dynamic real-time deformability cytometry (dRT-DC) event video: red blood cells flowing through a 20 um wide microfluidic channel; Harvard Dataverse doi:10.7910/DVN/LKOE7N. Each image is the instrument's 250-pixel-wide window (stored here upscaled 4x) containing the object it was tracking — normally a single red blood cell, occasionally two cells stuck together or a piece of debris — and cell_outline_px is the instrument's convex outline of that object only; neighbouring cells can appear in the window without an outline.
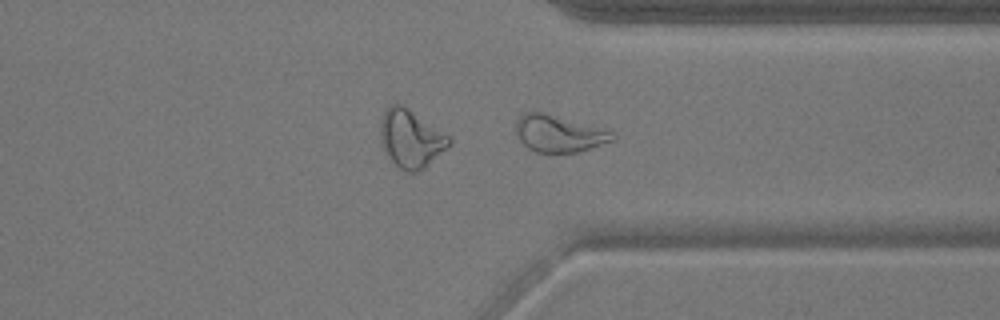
{"species": "common noctule bat (a hibernating species)", "species_latin": "Nyctalus noctula", "temperature_condition": "warm", "stored_images_in_passage": 41, "camera_frame_rate_fps": 3000, "um_per_image_px": 0.085, "animal": {"sex": "male", "body_mass_g": 17.9}, "frame": {"image": 1, "passage_image": 30, "time_ms": 9.667, "image_size_px": [1000, 320], "cell_outline_px": [[616, 136], [612, 140], [576, 152], [536, 152], [528, 148], [520, 140], [516, 132], [516, 120], [524, 112], [544, 112], [612, 132]], "centroid_in_image_um": [47.43, 11.35], "position_along_channel_um": 364.0, "area_um2": 20.11}, "authors_computed_cell_mechanics": {"area_um2": 20.1144, "velocity_mm_per_s": 3.8478, "shape_relaxation_time_tau1_ms": null, "shape_relaxation_time_tau2_ms": 2.3554, "deformation_change_tau1": null, "deformation_change_tau2": 0.1144}}